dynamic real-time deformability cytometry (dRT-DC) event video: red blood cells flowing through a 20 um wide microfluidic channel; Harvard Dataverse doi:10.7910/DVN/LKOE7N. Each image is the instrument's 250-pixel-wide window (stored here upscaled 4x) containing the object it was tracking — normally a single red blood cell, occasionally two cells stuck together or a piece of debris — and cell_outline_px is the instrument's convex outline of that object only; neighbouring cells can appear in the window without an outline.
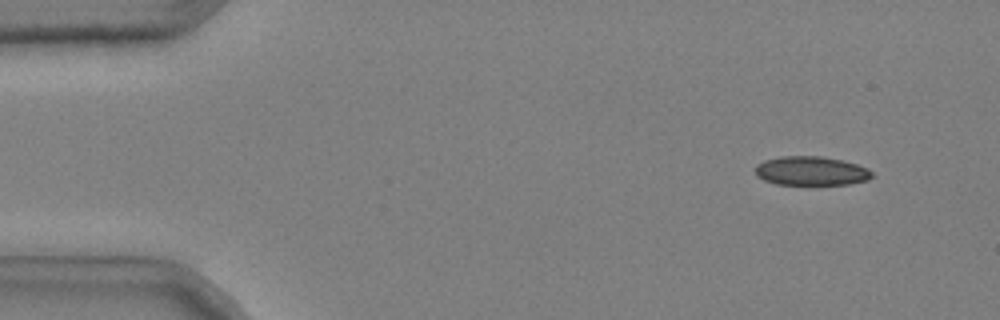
{"species": "common noctule bat (a hibernating species)", "species_latin": "Nyctalus noctula", "temperature_condition": "cold", "stored_images_in_passage": 51, "camera_frame_rate_fps": 3000, "um_per_image_px": 0.085, "animal": {"sex": "male", "body_mass_g": 20.4}, "frame": {"image": 1, "passage_image": 5, "time_ms": 1.333, "image_size_px": [1000, 320], "cell_outline_px": [[872, 176], [868, 180], [848, 184], [776, 184], [764, 180], [756, 176], [756, 164], [764, 160], [780, 156], [820, 156], [840, 160], [856, 164], [868, 168], [872, 172]], "centroid_in_image_um": [68.92, 14.52], "position_along_channel_um": 16.1, "area_um2": 19.65}}
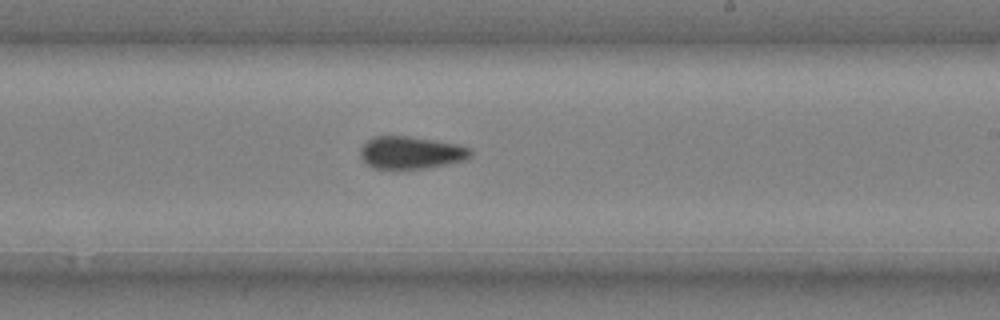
{"frame": {"image": 2, "passage_image": 32, "time_ms": 10.333, "image_size_px": [1000, 320], "cell_outline_px": [[472, 156], [468, 160], [424, 168], [396, 172], [372, 168], [360, 156], [360, 148], [368, 140], [376, 136], [408, 136], [456, 144], [472, 148]], "centroid_in_image_um": [34.92, 13.02], "position_along_channel_um": 254.1, "area_um2": 21.44}}
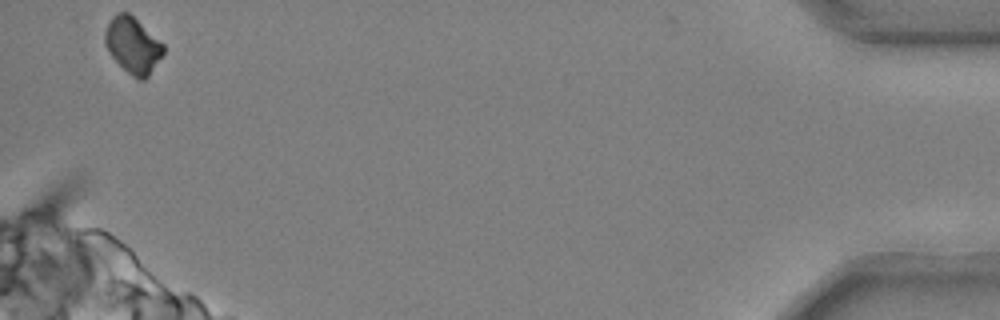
{"frame": {"image": 3, "passage_image": 51, "time_ms": 16.667, "image_size_px": [1000, 320], "cell_outline_px": [[164, 52], [148, 76], [144, 80], [140, 80], [132, 76], [108, 52], [104, 44], [104, 32], [112, 16], [116, 12], [128, 12], [164, 44]], "centroid_in_image_um": [11.27, 3.83], "position_along_channel_um": 423.9, "area_um2": 18.84}, "authors_computed_cell_mechanics": {"area_um2": 20.6346, "velocity_mm_per_s": 3.7182, "shape_relaxation_time_tau1_ms": 10.571, "shape_relaxation_time_tau2_ms": 2.3964, "deformation_change_tau1": 0.1853, "deformation_change_tau2": 0.0554}}